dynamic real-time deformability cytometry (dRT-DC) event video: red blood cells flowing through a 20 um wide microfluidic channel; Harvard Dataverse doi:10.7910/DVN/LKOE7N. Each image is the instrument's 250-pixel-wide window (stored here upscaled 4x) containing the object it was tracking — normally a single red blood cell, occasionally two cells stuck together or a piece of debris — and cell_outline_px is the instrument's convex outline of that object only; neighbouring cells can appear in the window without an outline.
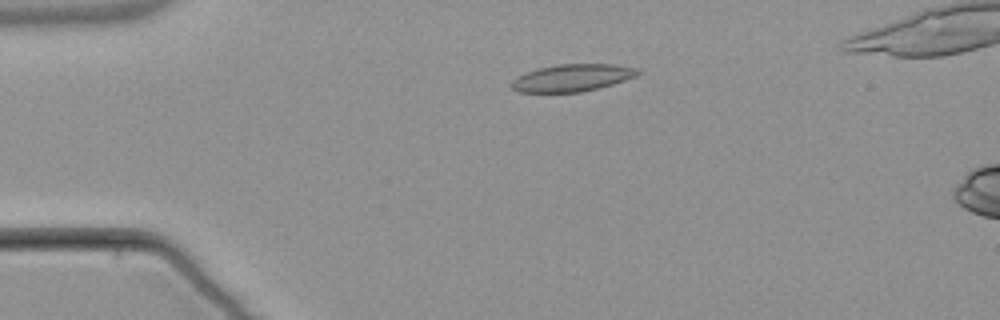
{"species": "common noctule bat (a hibernating species)", "species_latin": "Nyctalus noctula", "temperature_condition": "warm", "stored_images_in_passage": 3, "camera_frame_rate_fps": 3000, "um_per_image_px": 0.085, "animal": {"sex": "male", "body_mass_g": 21.5, "forearm_length_mm": 52.0}, "frame": {"image": 1, "passage_image": 2, "time_ms": 2.0, "image_size_px": [1000, 320], "cell_outline_px": [[640, 72], [636, 76], [600, 88], [580, 92], [520, 92], [512, 88], [512, 80], [516, 76], [540, 68], [556, 64], [616, 64], [636, 68]], "centroid_in_image_um": [48.65, 6.61], "position_along_channel_um": 36.4, "area_um2": 19.88}}